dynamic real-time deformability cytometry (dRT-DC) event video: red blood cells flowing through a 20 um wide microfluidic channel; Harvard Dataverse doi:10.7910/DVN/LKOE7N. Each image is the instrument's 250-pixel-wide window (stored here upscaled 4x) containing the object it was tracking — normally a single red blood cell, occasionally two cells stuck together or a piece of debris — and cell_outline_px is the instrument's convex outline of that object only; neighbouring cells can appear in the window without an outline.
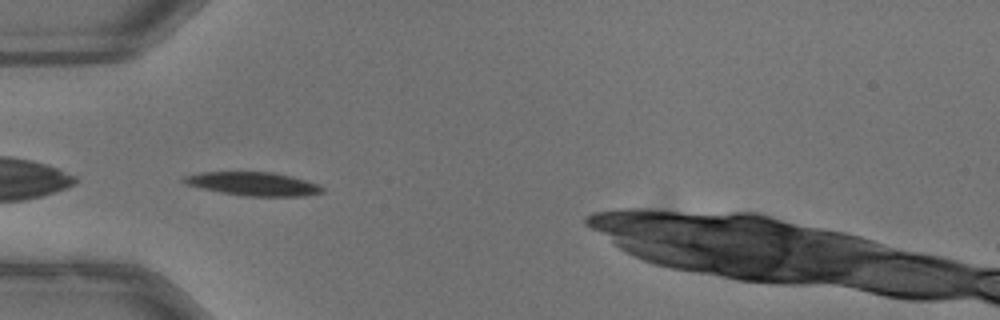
{"species": "common noctule bat (a hibernating species)", "species_latin": "Nyctalus noctula", "temperature_condition": "warm", "stored_images_in_passage": 37, "camera_frame_rate_fps": 3000, "um_per_image_px": 0.085, "animal": {"sex": "male", "body_mass_g": 13.3}, "frame": {"image": 1, "passage_image": 1, "time_ms": 0.0, "image_size_px": [1000, 320], "cell_outline_px": [[324, 192], [304, 196], [244, 196], [220, 192], [184, 184], [180, 180], [184, 176], [200, 172], [272, 172], [292, 176], [320, 184], [324, 188]], "centroid_in_image_um": [21.53, 15.63], "position_along_channel_um": 63.5, "area_um2": 19.13}}
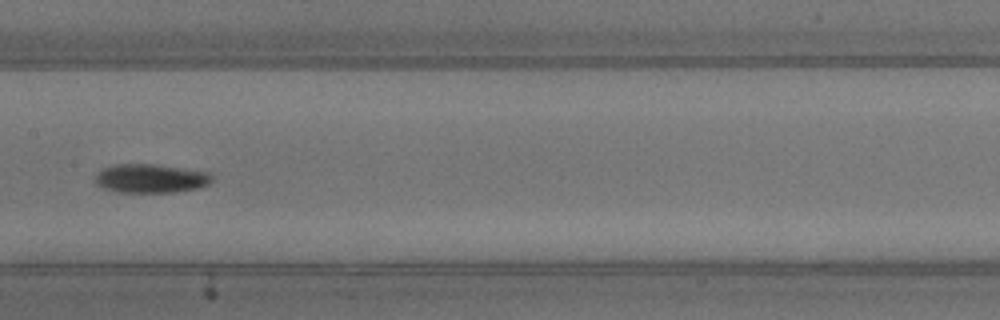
{"frame": {"image": 2, "passage_image": 11, "time_ms": 3.333, "image_size_px": [1000, 320], "cell_outline_px": [[212, 180], [208, 184], [200, 188], [172, 192], [120, 192], [96, 184], [96, 176], [100, 168], [112, 164], [156, 164], [212, 172]], "centroid_in_image_um": [12.85, 15.14], "position_along_channel_um": 194.6, "area_um2": 19.71}, "authors_computed_cell_mechanics": {"area_um2": 18.785, "velocity_mm_per_s": 3.9852, "shape_relaxation_time_tau1_ms": 2.1746, "shape_relaxation_time_tau2_ms": null, "deformation_change_tau1": 0.1074, "deformation_change_tau2": null}}